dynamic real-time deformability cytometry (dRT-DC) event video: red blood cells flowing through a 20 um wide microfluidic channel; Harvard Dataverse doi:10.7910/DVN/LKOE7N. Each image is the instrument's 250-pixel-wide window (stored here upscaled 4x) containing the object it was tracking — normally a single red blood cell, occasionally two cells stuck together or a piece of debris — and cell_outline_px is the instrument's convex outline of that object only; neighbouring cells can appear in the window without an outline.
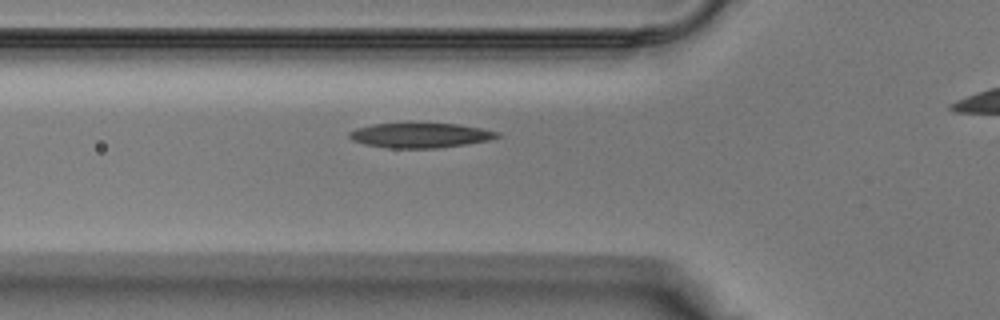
{"species": "Egyptian fruit bat (a non-hibernating species)", "species_latin": "Rousettus aegyptiacus", "temperature_condition": "warm", "stored_images_in_passage": 25, "camera_frame_rate_fps": 3000, "um_per_image_px": 0.085, "animal": {"sex": "male"}, "frame": {"image": 1, "passage_image": 4, "time_ms": 1.0, "image_size_px": [1000, 320], "cell_outline_px": [[500, 136], [488, 140], [440, 148], [388, 148], [364, 144], [352, 140], [348, 136], [348, 132], [356, 128], [372, 124], [460, 124], [500, 132]], "centroid_in_image_um": [35.69, 11.51], "position_along_channel_um": 90.1, "area_um2": 21.21}}
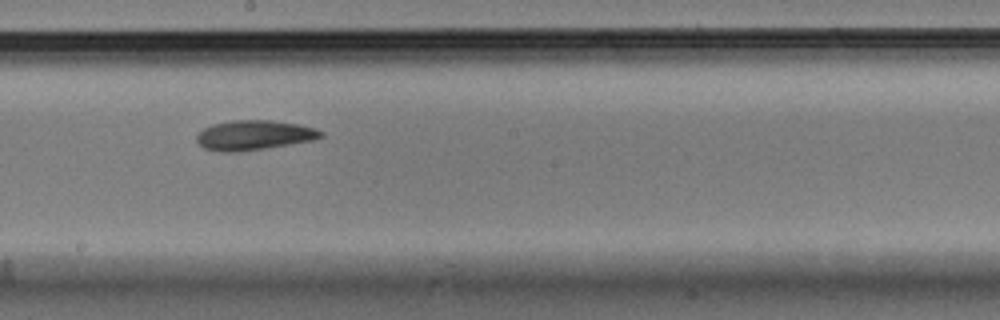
{"frame": {"image": 2, "passage_image": 12, "time_ms": 3.667, "image_size_px": [1000, 320], "cell_outline_px": [[324, 136], [316, 140], [240, 152], [220, 152], [204, 148], [196, 140], [196, 136], [204, 128], [212, 124], [232, 120], [272, 120], [300, 124], [316, 128], [324, 132]], "centroid_in_image_um": [21.64, 11.49], "position_along_channel_um": 226.6, "area_um2": 21.79}}
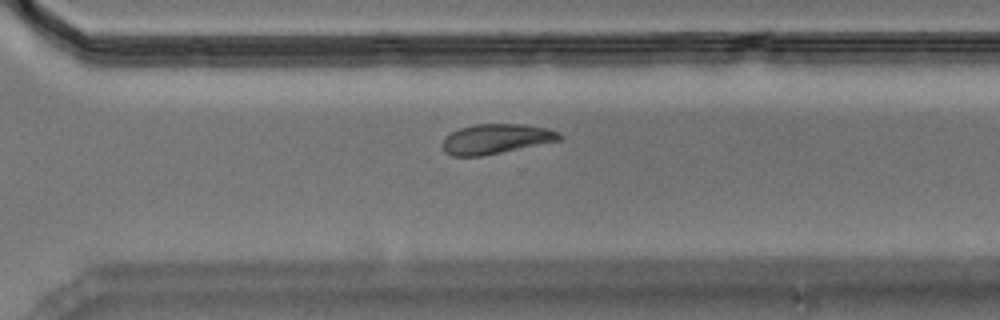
{"frame": {"image": 3, "passage_image": 18, "time_ms": 5.667, "image_size_px": [1000, 320], "cell_outline_px": [[564, 136], [560, 140], [484, 156], [452, 156], [444, 152], [440, 144], [444, 136], [460, 128], [476, 124], [524, 124], [548, 128]], "centroid_in_image_um": [42.11, 11.81], "position_along_channel_um": 328.5, "area_um2": 20.52}}